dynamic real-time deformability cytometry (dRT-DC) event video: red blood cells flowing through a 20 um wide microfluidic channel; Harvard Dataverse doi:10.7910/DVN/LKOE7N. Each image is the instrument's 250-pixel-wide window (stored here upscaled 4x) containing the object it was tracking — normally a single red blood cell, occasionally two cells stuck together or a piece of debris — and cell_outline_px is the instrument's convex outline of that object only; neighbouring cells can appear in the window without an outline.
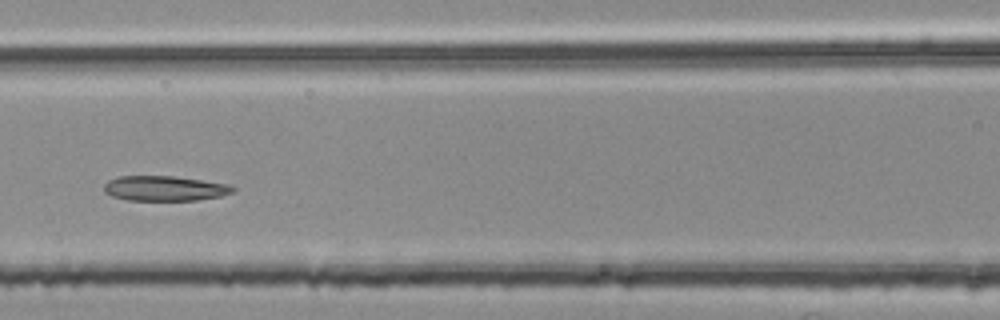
{"species": "common noctule bat (a hibernating species)", "species_latin": "Nyctalus noctula", "temperature_condition": "room temperature", "stored_images_in_passage": 45, "segment_of_instrument_passage": [2, 2], "camera_frame_rate_fps": 3000, "um_per_image_px": 0.085, "animal": {"sex": "female", "body_mass_g": 25.1}, "frame": {"image": 1, "passage_image": 19, "time_ms": 6.0, "image_size_px": [1000, 320], "cell_outline_px": [[236, 188], [232, 192], [220, 196], [196, 200], [128, 200], [112, 196], [104, 192], [104, 184], [108, 180], [120, 176], [172, 176], [228, 184]], "centroid_in_image_um": [13.96, 16.01], "position_along_channel_um": 152.6, "area_um2": 18.61}}
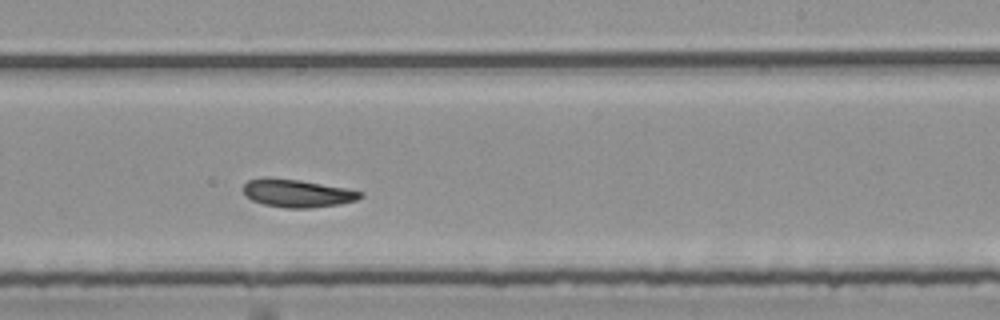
{"frame": {"image": 2, "passage_image": 28, "time_ms": 9.0, "image_size_px": [1000, 320], "cell_outline_px": [[364, 196], [356, 200], [340, 204], [308, 208], [284, 208], [264, 204], [252, 200], [244, 192], [244, 184], [248, 180], [264, 176], [300, 180], [344, 188], [364, 192]], "centroid_in_image_um": [25.26, 16.42], "position_along_channel_um": 263.7, "area_um2": 19.02}}
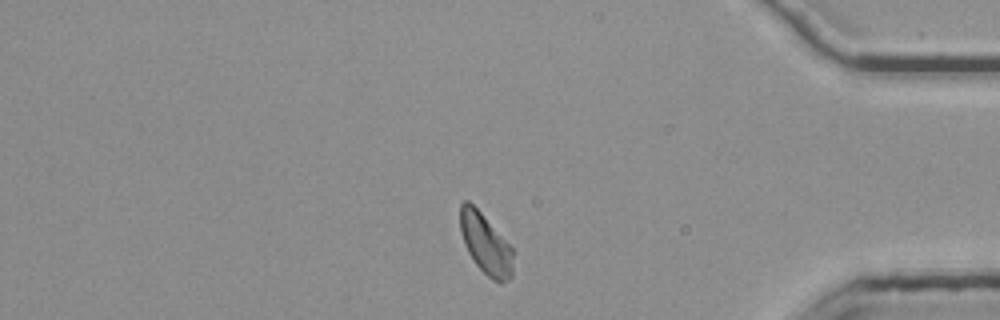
{"frame": {"image": 3, "passage_image": 41, "time_ms": 13.333, "image_size_px": [1000, 320], "cell_outline_px": [[512, 276], [508, 280], [500, 284], [492, 280], [476, 264], [468, 252], [464, 244], [460, 232], [460, 204], [464, 200], [468, 200], [480, 212], [512, 248]], "centroid_in_image_um": [41.25, 20.75], "position_along_channel_um": 393.9, "area_um2": 18.38}}